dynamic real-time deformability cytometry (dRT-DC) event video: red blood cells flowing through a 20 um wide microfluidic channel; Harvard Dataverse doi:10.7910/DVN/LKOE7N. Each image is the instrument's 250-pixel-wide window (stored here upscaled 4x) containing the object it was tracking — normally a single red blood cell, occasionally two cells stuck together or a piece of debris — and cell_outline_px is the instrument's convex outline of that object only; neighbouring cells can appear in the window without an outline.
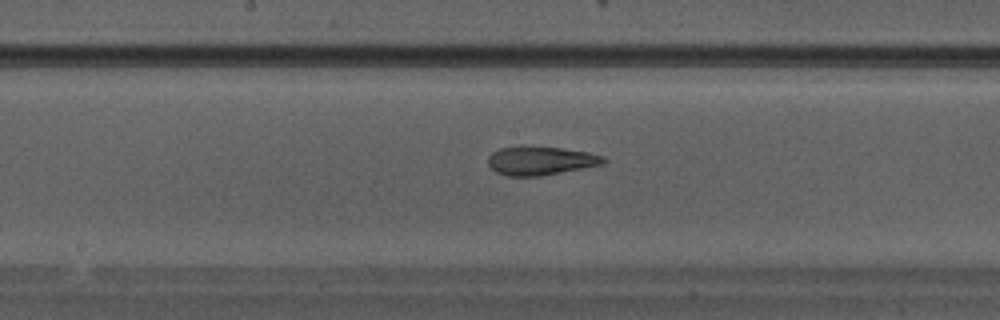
{"species": "Egyptian fruit bat (a non-hibernating species)", "species_latin": "Rousettus aegyptiacus", "temperature_condition": "warm", "stored_images_in_passage": 28, "camera_frame_rate_fps": 3000, "um_per_image_px": 0.085, "animal": {"sex": "male"}, "frame": {"image": 1, "passage_image": 13, "time_ms": 4.0, "image_size_px": [1000, 320], "cell_outline_px": [[608, 160], [604, 164], [584, 168], [540, 176], [508, 176], [496, 172], [488, 164], [488, 156], [492, 152], [500, 148], [520, 144], [524, 144], [564, 148], [588, 152], [604, 156]], "centroid_in_image_um": [45.95, 13.62], "position_along_channel_um": 202.3, "area_um2": 19.88}}